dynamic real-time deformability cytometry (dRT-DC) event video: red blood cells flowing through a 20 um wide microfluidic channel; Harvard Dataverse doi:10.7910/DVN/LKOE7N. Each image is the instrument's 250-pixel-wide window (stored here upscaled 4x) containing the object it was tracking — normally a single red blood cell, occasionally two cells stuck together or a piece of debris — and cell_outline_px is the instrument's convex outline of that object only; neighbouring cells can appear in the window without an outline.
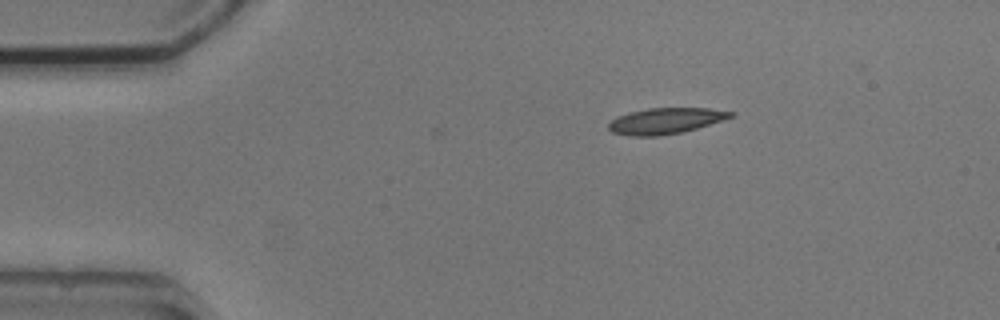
{"species": "common noctule bat (a hibernating species)", "species_latin": "Nyctalus noctula", "temperature_condition": "cold", "stored_images_in_passage": 7, "camera_frame_rate_fps": 3000, "um_per_image_px": 0.085, "animal": {"sex": "male", "body_mass_g": 20.5, "forearm_length_mm": 52.5}, "frame": {"image": 1, "passage_image": 2, "time_ms": 3.333, "image_size_px": [1000, 320], "cell_outline_px": [[736, 116], [696, 128], [680, 132], [660, 136], [628, 136], [612, 132], [608, 128], [608, 124], [616, 116], [628, 112], [648, 108], [708, 108], [736, 112]], "centroid_in_image_um": [56.56, 10.27], "position_along_channel_um": 28.4, "area_um2": 18.55}}
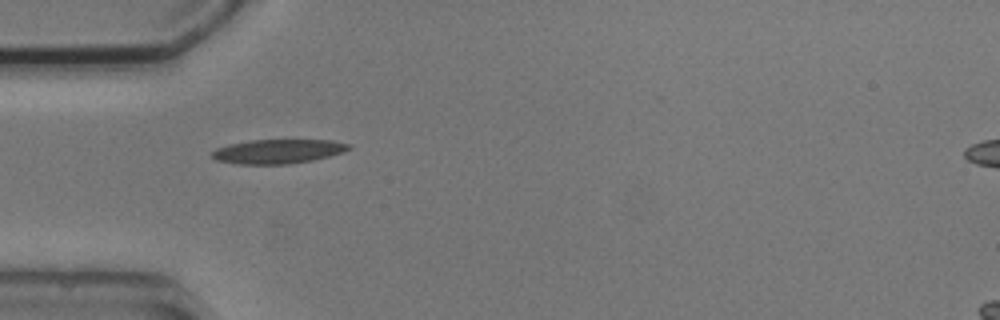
{"frame": {"image": 2, "passage_image": 4, "time_ms": 5.667, "image_size_px": [1000, 320], "cell_outline_px": [[352, 148], [344, 152], [312, 160], [288, 164], [236, 164], [216, 160], [212, 156], [212, 152], [216, 148], [232, 144], [252, 140], [332, 140], [352, 144]], "centroid_in_image_um": [23.67, 12.87], "position_along_channel_um": 61.3, "area_um2": 19.25}}